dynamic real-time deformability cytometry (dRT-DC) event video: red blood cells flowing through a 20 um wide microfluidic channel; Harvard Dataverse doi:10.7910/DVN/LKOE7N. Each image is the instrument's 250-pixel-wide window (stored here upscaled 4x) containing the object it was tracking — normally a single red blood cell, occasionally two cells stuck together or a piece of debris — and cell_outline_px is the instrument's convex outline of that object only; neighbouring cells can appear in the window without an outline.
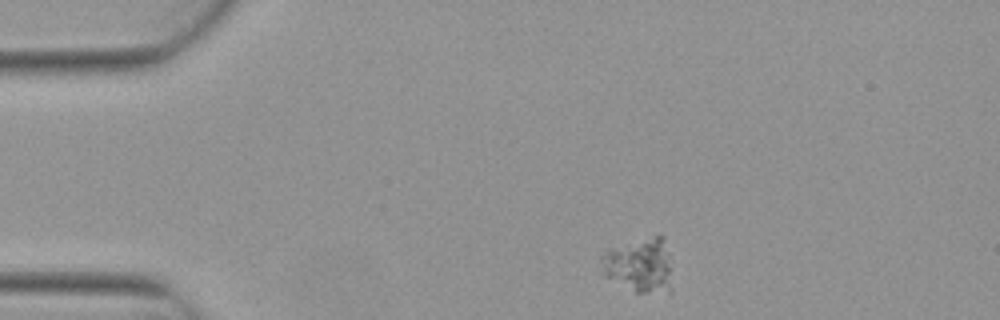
{"species": "Egyptian fruit bat (a non-hibernating species)", "species_latin": "Rousettus aegyptiacus", "temperature_condition": "warm", "stored_images_in_passage": 4, "camera_frame_rate_fps": 3000, "um_per_image_px": 0.085, "animal": {"sex": "female"}, "frame": {"image": 1, "passage_image": 1, "time_ms": 0.0, "image_size_px": [1000, 320], "cell_outline_px": [[672, 292], [636, 292], [604, 276], [600, 260], [600, 256], [608, 248], [656, 236], [664, 236]], "centroid_in_image_um": [54.31, 22.56], "position_along_channel_um": 30.7, "area_um2": 21.96}}
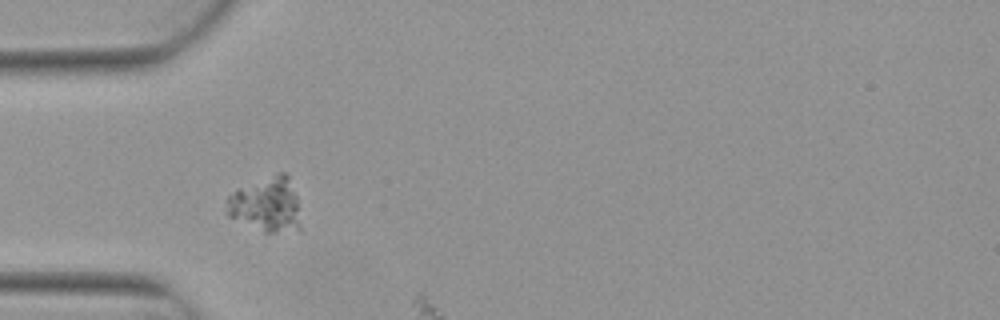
{"frame": {"image": 2, "passage_image": 3, "time_ms": 0.667, "image_size_px": [1000, 320], "cell_outline_px": [[300, 232], [264, 232], [228, 216], [224, 212], [228, 196], [236, 188], [280, 172], [284, 172], [288, 176], [296, 196], [300, 228]], "centroid_in_image_um": [22.61, 17.41], "position_along_channel_um": 62.4, "area_um2": 23.7}}